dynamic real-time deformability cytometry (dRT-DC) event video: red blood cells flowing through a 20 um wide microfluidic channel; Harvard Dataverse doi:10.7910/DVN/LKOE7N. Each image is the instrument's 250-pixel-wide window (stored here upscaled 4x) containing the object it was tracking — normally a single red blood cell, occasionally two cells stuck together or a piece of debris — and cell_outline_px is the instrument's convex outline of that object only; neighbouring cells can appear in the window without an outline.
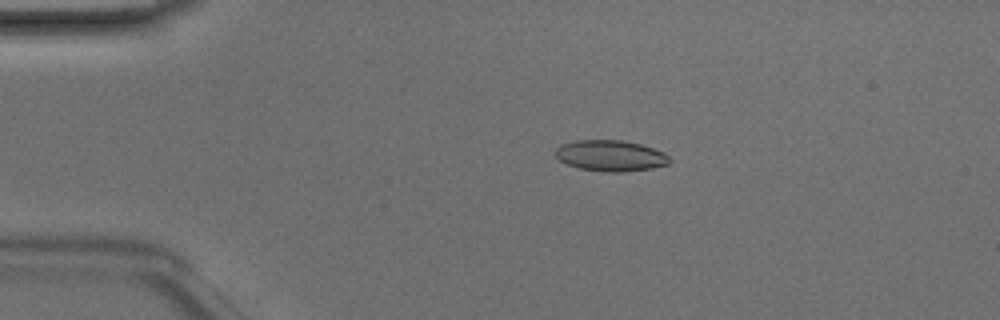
{"species": "Egyptian fruit bat (a non-hibernating species)", "species_latin": "Rousettus aegyptiacus", "temperature_condition": "room temperature", "stored_images_in_passage": 47, "camera_frame_rate_fps": 3000, "um_per_image_px": 0.085, "animal": {"sex": "male"}, "frame": {"image": 1, "passage_image": 9, "time_ms": 2.667, "image_size_px": [1000, 320], "cell_outline_px": [[672, 160], [668, 164], [652, 168], [620, 172], [608, 172], [580, 168], [568, 164], [560, 160], [556, 156], [556, 148], [560, 144], [576, 140], [620, 140], [640, 144], [664, 152]], "centroid_in_image_um": [51.9, 13.23], "position_along_channel_um": 33.1, "area_um2": 20.46}}
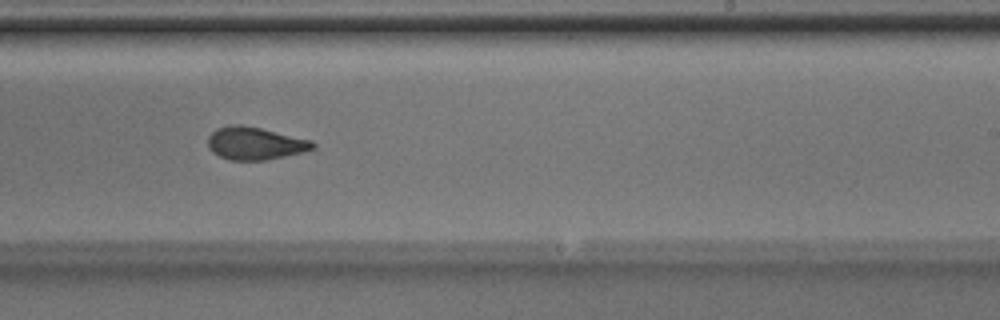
{"frame": {"image": 2, "passage_image": 29, "time_ms": 9.333, "image_size_px": [1000, 320], "cell_outline_px": [[316, 148], [304, 152], [264, 160], [228, 160], [212, 152], [208, 148], [208, 136], [216, 128], [228, 124], [244, 124], [312, 140], [316, 144]], "centroid_in_image_um": [21.67, 12.17], "position_along_channel_um": 267.3, "area_um2": 20.23}}
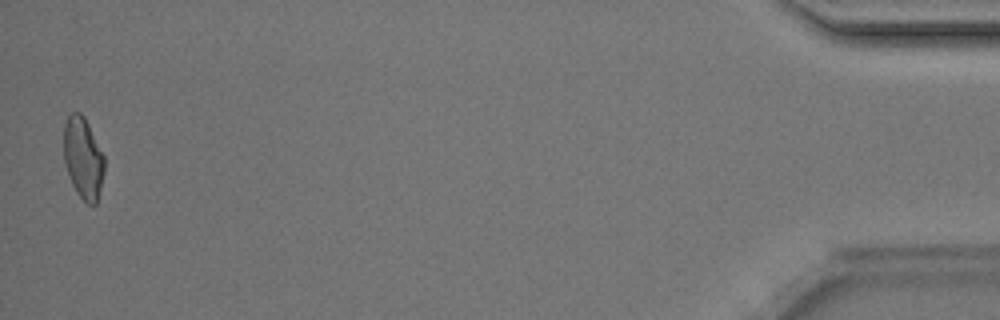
{"frame": {"image": 3, "passage_image": 47, "time_ms": 15.333, "image_size_px": [1000, 320], "cell_outline_px": [[104, 172], [96, 204], [88, 204], [76, 192], [72, 184], [64, 164], [64, 124], [68, 116], [72, 112], [80, 112], [84, 116], [104, 156]], "centroid_in_image_um": [7.05, 13.42], "position_along_channel_um": 428.1, "area_um2": 19.13}, "authors_computed_cell_mechanics": {"area_um2": 20.23, "velocity_mm_per_s": 4.2008, "shape_relaxation_time_tau1_ms": 3.2126, "shape_relaxation_time_tau2_ms": 1.6102, "deformation_change_tau1": 0.1312, "deformation_change_tau2": 0.071}}